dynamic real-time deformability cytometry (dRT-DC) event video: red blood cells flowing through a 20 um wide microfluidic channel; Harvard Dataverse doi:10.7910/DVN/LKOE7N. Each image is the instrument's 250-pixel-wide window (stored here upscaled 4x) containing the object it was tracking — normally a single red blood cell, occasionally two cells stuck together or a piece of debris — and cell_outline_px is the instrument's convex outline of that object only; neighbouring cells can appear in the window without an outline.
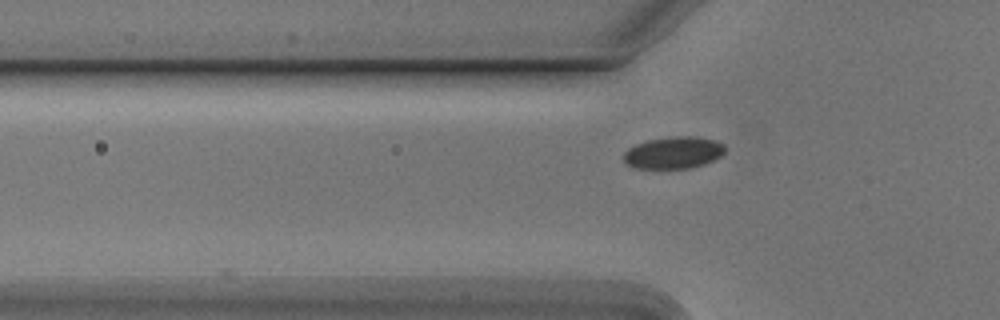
{"species": "Egyptian fruit bat (a non-hibernating species)", "species_latin": "Rousettus aegyptiacus", "temperature_condition": "cold", "stored_images_in_passage": 7, "camera_frame_rate_fps": 3000, "um_per_image_px": 0.085, "animal": {"sex": "male"}, "frame": {"image": 1, "passage_image": 3, "time_ms": 0.667, "image_size_px": [1000, 320], "cell_outline_px": [[724, 152], [720, 156], [704, 164], [692, 168], [668, 172], [636, 168], [628, 164], [624, 160], [624, 152], [628, 148], [636, 144], [648, 140], [672, 136], [696, 136], [716, 140], [724, 144]], "centroid_in_image_um": [57.23, 13.02], "position_along_channel_um": 68.6, "area_um2": 19.65}}
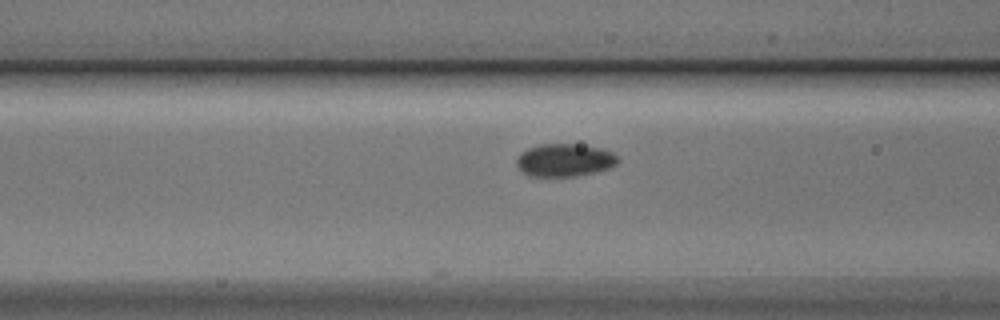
{"frame": {"image": 2, "passage_image": 7, "time_ms": 2.0, "image_size_px": [1000, 320], "cell_outline_px": [[620, 160], [616, 164], [608, 168], [576, 176], [528, 176], [520, 172], [516, 164], [516, 160], [520, 152], [528, 148], [540, 144], [576, 144], [600, 148], [612, 152]], "centroid_in_image_um": [47.93, 13.61], "position_along_channel_um": 118.7, "area_um2": 19.36}}